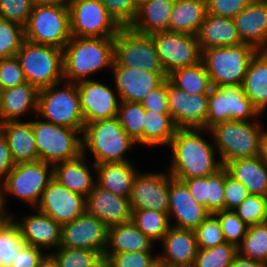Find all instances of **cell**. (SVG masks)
<instances>
[{
    "label": "cell",
    "instance_id": "obj_40",
    "mask_svg": "<svg viewBox=\"0 0 267 267\" xmlns=\"http://www.w3.org/2000/svg\"><path fill=\"white\" fill-rule=\"evenodd\" d=\"M117 118L126 134L142 148L145 109L141 103L120 101Z\"/></svg>",
    "mask_w": 267,
    "mask_h": 267
},
{
    "label": "cell",
    "instance_id": "obj_60",
    "mask_svg": "<svg viewBox=\"0 0 267 267\" xmlns=\"http://www.w3.org/2000/svg\"><path fill=\"white\" fill-rule=\"evenodd\" d=\"M259 157L267 165V124L264 126L261 136Z\"/></svg>",
    "mask_w": 267,
    "mask_h": 267
},
{
    "label": "cell",
    "instance_id": "obj_49",
    "mask_svg": "<svg viewBox=\"0 0 267 267\" xmlns=\"http://www.w3.org/2000/svg\"><path fill=\"white\" fill-rule=\"evenodd\" d=\"M109 14L121 27H129L134 21L138 7V0H101Z\"/></svg>",
    "mask_w": 267,
    "mask_h": 267
},
{
    "label": "cell",
    "instance_id": "obj_62",
    "mask_svg": "<svg viewBox=\"0 0 267 267\" xmlns=\"http://www.w3.org/2000/svg\"><path fill=\"white\" fill-rule=\"evenodd\" d=\"M38 267H60V266L56 258L51 253H47L39 263Z\"/></svg>",
    "mask_w": 267,
    "mask_h": 267
},
{
    "label": "cell",
    "instance_id": "obj_33",
    "mask_svg": "<svg viewBox=\"0 0 267 267\" xmlns=\"http://www.w3.org/2000/svg\"><path fill=\"white\" fill-rule=\"evenodd\" d=\"M196 36L202 51L213 47L235 46L243 43L233 19L208 13Z\"/></svg>",
    "mask_w": 267,
    "mask_h": 267
},
{
    "label": "cell",
    "instance_id": "obj_20",
    "mask_svg": "<svg viewBox=\"0 0 267 267\" xmlns=\"http://www.w3.org/2000/svg\"><path fill=\"white\" fill-rule=\"evenodd\" d=\"M167 99L170 115L178 129H205L208 94H187L167 79Z\"/></svg>",
    "mask_w": 267,
    "mask_h": 267
},
{
    "label": "cell",
    "instance_id": "obj_44",
    "mask_svg": "<svg viewBox=\"0 0 267 267\" xmlns=\"http://www.w3.org/2000/svg\"><path fill=\"white\" fill-rule=\"evenodd\" d=\"M24 40L23 26L0 18V60L15 57Z\"/></svg>",
    "mask_w": 267,
    "mask_h": 267
},
{
    "label": "cell",
    "instance_id": "obj_14",
    "mask_svg": "<svg viewBox=\"0 0 267 267\" xmlns=\"http://www.w3.org/2000/svg\"><path fill=\"white\" fill-rule=\"evenodd\" d=\"M166 72L195 65L202 61V50L196 35L161 31L150 34Z\"/></svg>",
    "mask_w": 267,
    "mask_h": 267
},
{
    "label": "cell",
    "instance_id": "obj_52",
    "mask_svg": "<svg viewBox=\"0 0 267 267\" xmlns=\"http://www.w3.org/2000/svg\"><path fill=\"white\" fill-rule=\"evenodd\" d=\"M27 82L19 59L9 57L0 60V88L1 90Z\"/></svg>",
    "mask_w": 267,
    "mask_h": 267
},
{
    "label": "cell",
    "instance_id": "obj_31",
    "mask_svg": "<svg viewBox=\"0 0 267 267\" xmlns=\"http://www.w3.org/2000/svg\"><path fill=\"white\" fill-rule=\"evenodd\" d=\"M228 174L242 183L250 195L267 197V165L259 156L227 162Z\"/></svg>",
    "mask_w": 267,
    "mask_h": 267
},
{
    "label": "cell",
    "instance_id": "obj_4",
    "mask_svg": "<svg viewBox=\"0 0 267 267\" xmlns=\"http://www.w3.org/2000/svg\"><path fill=\"white\" fill-rule=\"evenodd\" d=\"M53 179V165L41 160L15 164L0 183V206L3 214L9 216L14 210L8 208L10 200L25 204V209L35 208L44 190ZM10 199V200H9Z\"/></svg>",
    "mask_w": 267,
    "mask_h": 267
},
{
    "label": "cell",
    "instance_id": "obj_8",
    "mask_svg": "<svg viewBox=\"0 0 267 267\" xmlns=\"http://www.w3.org/2000/svg\"><path fill=\"white\" fill-rule=\"evenodd\" d=\"M30 121L39 160L54 166L83 154L82 131L44 121L37 115Z\"/></svg>",
    "mask_w": 267,
    "mask_h": 267
},
{
    "label": "cell",
    "instance_id": "obj_50",
    "mask_svg": "<svg viewBox=\"0 0 267 267\" xmlns=\"http://www.w3.org/2000/svg\"><path fill=\"white\" fill-rule=\"evenodd\" d=\"M32 8L31 0H0V18L25 27Z\"/></svg>",
    "mask_w": 267,
    "mask_h": 267
},
{
    "label": "cell",
    "instance_id": "obj_11",
    "mask_svg": "<svg viewBox=\"0 0 267 267\" xmlns=\"http://www.w3.org/2000/svg\"><path fill=\"white\" fill-rule=\"evenodd\" d=\"M244 93L242 85L212 87L208 94V112L205 129L210 130L217 124L230 120L253 121L263 120Z\"/></svg>",
    "mask_w": 267,
    "mask_h": 267
},
{
    "label": "cell",
    "instance_id": "obj_7",
    "mask_svg": "<svg viewBox=\"0 0 267 267\" xmlns=\"http://www.w3.org/2000/svg\"><path fill=\"white\" fill-rule=\"evenodd\" d=\"M37 116L44 121L83 132L85 121L77 84L63 80L40 89Z\"/></svg>",
    "mask_w": 267,
    "mask_h": 267
},
{
    "label": "cell",
    "instance_id": "obj_9",
    "mask_svg": "<svg viewBox=\"0 0 267 267\" xmlns=\"http://www.w3.org/2000/svg\"><path fill=\"white\" fill-rule=\"evenodd\" d=\"M16 57L26 81L38 90L64 80L63 49L24 40Z\"/></svg>",
    "mask_w": 267,
    "mask_h": 267
},
{
    "label": "cell",
    "instance_id": "obj_58",
    "mask_svg": "<svg viewBox=\"0 0 267 267\" xmlns=\"http://www.w3.org/2000/svg\"><path fill=\"white\" fill-rule=\"evenodd\" d=\"M15 166L11 151L5 137L0 133V183Z\"/></svg>",
    "mask_w": 267,
    "mask_h": 267
},
{
    "label": "cell",
    "instance_id": "obj_42",
    "mask_svg": "<svg viewBox=\"0 0 267 267\" xmlns=\"http://www.w3.org/2000/svg\"><path fill=\"white\" fill-rule=\"evenodd\" d=\"M237 254V247L227 242L207 249H198L193 267H230Z\"/></svg>",
    "mask_w": 267,
    "mask_h": 267
},
{
    "label": "cell",
    "instance_id": "obj_37",
    "mask_svg": "<svg viewBox=\"0 0 267 267\" xmlns=\"http://www.w3.org/2000/svg\"><path fill=\"white\" fill-rule=\"evenodd\" d=\"M168 81L187 94H209L212 88L209 75L203 61L168 74Z\"/></svg>",
    "mask_w": 267,
    "mask_h": 267
},
{
    "label": "cell",
    "instance_id": "obj_24",
    "mask_svg": "<svg viewBox=\"0 0 267 267\" xmlns=\"http://www.w3.org/2000/svg\"><path fill=\"white\" fill-rule=\"evenodd\" d=\"M85 212L100 219L108 228L131 221L132 215L129 198L116 195L97 184L85 198Z\"/></svg>",
    "mask_w": 267,
    "mask_h": 267
},
{
    "label": "cell",
    "instance_id": "obj_39",
    "mask_svg": "<svg viewBox=\"0 0 267 267\" xmlns=\"http://www.w3.org/2000/svg\"><path fill=\"white\" fill-rule=\"evenodd\" d=\"M131 221L156 245L170 228L168 213L156 210H132Z\"/></svg>",
    "mask_w": 267,
    "mask_h": 267
},
{
    "label": "cell",
    "instance_id": "obj_61",
    "mask_svg": "<svg viewBox=\"0 0 267 267\" xmlns=\"http://www.w3.org/2000/svg\"><path fill=\"white\" fill-rule=\"evenodd\" d=\"M70 0H31L33 6H62L68 5Z\"/></svg>",
    "mask_w": 267,
    "mask_h": 267
},
{
    "label": "cell",
    "instance_id": "obj_30",
    "mask_svg": "<svg viewBox=\"0 0 267 267\" xmlns=\"http://www.w3.org/2000/svg\"><path fill=\"white\" fill-rule=\"evenodd\" d=\"M175 0H142L137 15L129 26L140 34L168 31Z\"/></svg>",
    "mask_w": 267,
    "mask_h": 267
},
{
    "label": "cell",
    "instance_id": "obj_43",
    "mask_svg": "<svg viewBox=\"0 0 267 267\" xmlns=\"http://www.w3.org/2000/svg\"><path fill=\"white\" fill-rule=\"evenodd\" d=\"M60 267H93L103 256L90 249L59 247L51 252Z\"/></svg>",
    "mask_w": 267,
    "mask_h": 267
},
{
    "label": "cell",
    "instance_id": "obj_3",
    "mask_svg": "<svg viewBox=\"0 0 267 267\" xmlns=\"http://www.w3.org/2000/svg\"><path fill=\"white\" fill-rule=\"evenodd\" d=\"M82 147L83 155L89 157L95 165L134 161L130 155L135 154V149L139 148L126 134L117 116L85 124Z\"/></svg>",
    "mask_w": 267,
    "mask_h": 267
},
{
    "label": "cell",
    "instance_id": "obj_18",
    "mask_svg": "<svg viewBox=\"0 0 267 267\" xmlns=\"http://www.w3.org/2000/svg\"><path fill=\"white\" fill-rule=\"evenodd\" d=\"M108 244V227L97 217L84 212L62 225L60 247L83 248L104 255Z\"/></svg>",
    "mask_w": 267,
    "mask_h": 267
},
{
    "label": "cell",
    "instance_id": "obj_48",
    "mask_svg": "<svg viewBox=\"0 0 267 267\" xmlns=\"http://www.w3.org/2000/svg\"><path fill=\"white\" fill-rule=\"evenodd\" d=\"M198 249H207L225 243V238L214 214H209L194 230Z\"/></svg>",
    "mask_w": 267,
    "mask_h": 267
},
{
    "label": "cell",
    "instance_id": "obj_5",
    "mask_svg": "<svg viewBox=\"0 0 267 267\" xmlns=\"http://www.w3.org/2000/svg\"><path fill=\"white\" fill-rule=\"evenodd\" d=\"M264 120H230L210 129L214 146L224 166L227 162L259 156Z\"/></svg>",
    "mask_w": 267,
    "mask_h": 267
},
{
    "label": "cell",
    "instance_id": "obj_23",
    "mask_svg": "<svg viewBox=\"0 0 267 267\" xmlns=\"http://www.w3.org/2000/svg\"><path fill=\"white\" fill-rule=\"evenodd\" d=\"M158 244L159 266L193 267L198 252L194 230L170 226Z\"/></svg>",
    "mask_w": 267,
    "mask_h": 267
},
{
    "label": "cell",
    "instance_id": "obj_13",
    "mask_svg": "<svg viewBox=\"0 0 267 267\" xmlns=\"http://www.w3.org/2000/svg\"><path fill=\"white\" fill-rule=\"evenodd\" d=\"M70 32L74 37H114L122 28L101 0H70Z\"/></svg>",
    "mask_w": 267,
    "mask_h": 267
},
{
    "label": "cell",
    "instance_id": "obj_22",
    "mask_svg": "<svg viewBox=\"0 0 267 267\" xmlns=\"http://www.w3.org/2000/svg\"><path fill=\"white\" fill-rule=\"evenodd\" d=\"M191 196L187 185L170 175L169 209L170 226L195 230L209 215Z\"/></svg>",
    "mask_w": 267,
    "mask_h": 267
},
{
    "label": "cell",
    "instance_id": "obj_53",
    "mask_svg": "<svg viewBox=\"0 0 267 267\" xmlns=\"http://www.w3.org/2000/svg\"><path fill=\"white\" fill-rule=\"evenodd\" d=\"M252 0H206L207 13L233 19Z\"/></svg>",
    "mask_w": 267,
    "mask_h": 267
},
{
    "label": "cell",
    "instance_id": "obj_34",
    "mask_svg": "<svg viewBox=\"0 0 267 267\" xmlns=\"http://www.w3.org/2000/svg\"><path fill=\"white\" fill-rule=\"evenodd\" d=\"M242 87L259 113L267 116V50H259L253 57Z\"/></svg>",
    "mask_w": 267,
    "mask_h": 267
},
{
    "label": "cell",
    "instance_id": "obj_65",
    "mask_svg": "<svg viewBox=\"0 0 267 267\" xmlns=\"http://www.w3.org/2000/svg\"><path fill=\"white\" fill-rule=\"evenodd\" d=\"M1 92H2V90H1V88H0V103H1Z\"/></svg>",
    "mask_w": 267,
    "mask_h": 267
},
{
    "label": "cell",
    "instance_id": "obj_47",
    "mask_svg": "<svg viewBox=\"0 0 267 267\" xmlns=\"http://www.w3.org/2000/svg\"><path fill=\"white\" fill-rule=\"evenodd\" d=\"M110 267H158L157 252L104 253Z\"/></svg>",
    "mask_w": 267,
    "mask_h": 267
},
{
    "label": "cell",
    "instance_id": "obj_32",
    "mask_svg": "<svg viewBox=\"0 0 267 267\" xmlns=\"http://www.w3.org/2000/svg\"><path fill=\"white\" fill-rule=\"evenodd\" d=\"M156 244L141 232L132 221L108 228L105 253L157 252Z\"/></svg>",
    "mask_w": 267,
    "mask_h": 267
},
{
    "label": "cell",
    "instance_id": "obj_17",
    "mask_svg": "<svg viewBox=\"0 0 267 267\" xmlns=\"http://www.w3.org/2000/svg\"><path fill=\"white\" fill-rule=\"evenodd\" d=\"M17 214L13 211L9 216L19 226L27 245L41 248L47 253L60 247L62 225L36 208L26 210L23 214L19 211V217Z\"/></svg>",
    "mask_w": 267,
    "mask_h": 267
},
{
    "label": "cell",
    "instance_id": "obj_15",
    "mask_svg": "<svg viewBox=\"0 0 267 267\" xmlns=\"http://www.w3.org/2000/svg\"><path fill=\"white\" fill-rule=\"evenodd\" d=\"M102 77L103 80L98 77L76 83L85 124L117 116L120 103L118 92L111 80L106 81Z\"/></svg>",
    "mask_w": 267,
    "mask_h": 267
},
{
    "label": "cell",
    "instance_id": "obj_41",
    "mask_svg": "<svg viewBox=\"0 0 267 267\" xmlns=\"http://www.w3.org/2000/svg\"><path fill=\"white\" fill-rule=\"evenodd\" d=\"M237 250L240 256L267 265V221L250 226Z\"/></svg>",
    "mask_w": 267,
    "mask_h": 267
},
{
    "label": "cell",
    "instance_id": "obj_46",
    "mask_svg": "<svg viewBox=\"0 0 267 267\" xmlns=\"http://www.w3.org/2000/svg\"><path fill=\"white\" fill-rule=\"evenodd\" d=\"M220 223L225 241L238 247L247 234V226L233 210H223L214 214Z\"/></svg>",
    "mask_w": 267,
    "mask_h": 267
},
{
    "label": "cell",
    "instance_id": "obj_25",
    "mask_svg": "<svg viewBox=\"0 0 267 267\" xmlns=\"http://www.w3.org/2000/svg\"><path fill=\"white\" fill-rule=\"evenodd\" d=\"M38 93L39 90L28 82L2 90L1 123L30 120L36 116L38 112Z\"/></svg>",
    "mask_w": 267,
    "mask_h": 267
},
{
    "label": "cell",
    "instance_id": "obj_16",
    "mask_svg": "<svg viewBox=\"0 0 267 267\" xmlns=\"http://www.w3.org/2000/svg\"><path fill=\"white\" fill-rule=\"evenodd\" d=\"M151 170H140L135 176L129 198L131 209L168 213L170 174L165 169Z\"/></svg>",
    "mask_w": 267,
    "mask_h": 267
},
{
    "label": "cell",
    "instance_id": "obj_64",
    "mask_svg": "<svg viewBox=\"0 0 267 267\" xmlns=\"http://www.w3.org/2000/svg\"><path fill=\"white\" fill-rule=\"evenodd\" d=\"M0 216H5L1 210V206H0Z\"/></svg>",
    "mask_w": 267,
    "mask_h": 267
},
{
    "label": "cell",
    "instance_id": "obj_27",
    "mask_svg": "<svg viewBox=\"0 0 267 267\" xmlns=\"http://www.w3.org/2000/svg\"><path fill=\"white\" fill-rule=\"evenodd\" d=\"M233 21L243 43L267 50V2L252 0Z\"/></svg>",
    "mask_w": 267,
    "mask_h": 267
},
{
    "label": "cell",
    "instance_id": "obj_29",
    "mask_svg": "<svg viewBox=\"0 0 267 267\" xmlns=\"http://www.w3.org/2000/svg\"><path fill=\"white\" fill-rule=\"evenodd\" d=\"M136 165L134 161L100 163L96 165V184L116 195L130 198L133 180L141 169Z\"/></svg>",
    "mask_w": 267,
    "mask_h": 267
},
{
    "label": "cell",
    "instance_id": "obj_45",
    "mask_svg": "<svg viewBox=\"0 0 267 267\" xmlns=\"http://www.w3.org/2000/svg\"><path fill=\"white\" fill-rule=\"evenodd\" d=\"M233 211L249 227L266 222L267 197L260 195H249Z\"/></svg>",
    "mask_w": 267,
    "mask_h": 267
},
{
    "label": "cell",
    "instance_id": "obj_38",
    "mask_svg": "<svg viewBox=\"0 0 267 267\" xmlns=\"http://www.w3.org/2000/svg\"><path fill=\"white\" fill-rule=\"evenodd\" d=\"M25 245L19 226L10 216H4L0 220V266L11 267Z\"/></svg>",
    "mask_w": 267,
    "mask_h": 267
},
{
    "label": "cell",
    "instance_id": "obj_55",
    "mask_svg": "<svg viewBox=\"0 0 267 267\" xmlns=\"http://www.w3.org/2000/svg\"><path fill=\"white\" fill-rule=\"evenodd\" d=\"M140 103L145 110L170 113L167 99V79L152 90Z\"/></svg>",
    "mask_w": 267,
    "mask_h": 267
},
{
    "label": "cell",
    "instance_id": "obj_51",
    "mask_svg": "<svg viewBox=\"0 0 267 267\" xmlns=\"http://www.w3.org/2000/svg\"><path fill=\"white\" fill-rule=\"evenodd\" d=\"M225 167L209 175V198L207 199V211L210 214L225 210L224 191Z\"/></svg>",
    "mask_w": 267,
    "mask_h": 267
},
{
    "label": "cell",
    "instance_id": "obj_26",
    "mask_svg": "<svg viewBox=\"0 0 267 267\" xmlns=\"http://www.w3.org/2000/svg\"><path fill=\"white\" fill-rule=\"evenodd\" d=\"M53 178L86 198L96 185V165L82 154L76 159L55 164Z\"/></svg>",
    "mask_w": 267,
    "mask_h": 267
},
{
    "label": "cell",
    "instance_id": "obj_6",
    "mask_svg": "<svg viewBox=\"0 0 267 267\" xmlns=\"http://www.w3.org/2000/svg\"><path fill=\"white\" fill-rule=\"evenodd\" d=\"M259 50L248 43L202 51L212 87L242 85L249 64Z\"/></svg>",
    "mask_w": 267,
    "mask_h": 267
},
{
    "label": "cell",
    "instance_id": "obj_35",
    "mask_svg": "<svg viewBox=\"0 0 267 267\" xmlns=\"http://www.w3.org/2000/svg\"><path fill=\"white\" fill-rule=\"evenodd\" d=\"M206 14V0H175L168 31L197 35Z\"/></svg>",
    "mask_w": 267,
    "mask_h": 267
},
{
    "label": "cell",
    "instance_id": "obj_10",
    "mask_svg": "<svg viewBox=\"0 0 267 267\" xmlns=\"http://www.w3.org/2000/svg\"><path fill=\"white\" fill-rule=\"evenodd\" d=\"M24 32L27 41L63 49L72 37L69 6H33Z\"/></svg>",
    "mask_w": 267,
    "mask_h": 267
},
{
    "label": "cell",
    "instance_id": "obj_1",
    "mask_svg": "<svg viewBox=\"0 0 267 267\" xmlns=\"http://www.w3.org/2000/svg\"><path fill=\"white\" fill-rule=\"evenodd\" d=\"M166 149V170L175 179L206 177L223 167L208 129H177Z\"/></svg>",
    "mask_w": 267,
    "mask_h": 267
},
{
    "label": "cell",
    "instance_id": "obj_36",
    "mask_svg": "<svg viewBox=\"0 0 267 267\" xmlns=\"http://www.w3.org/2000/svg\"><path fill=\"white\" fill-rule=\"evenodd\" d=\"M177 126L170 113H157L145 110V120L143 125V148L160 150L167 148L174 137Z\"/></svg>",
    "mask_w": 267,
    "mask_h": 267
},
{
    "label": "cell",
    "instance_id": "obj_63",
    "mask_svg": "<svg viewBox=\"0 0 267 267\" xmlns=\"http://www.w3.org/2000/svg\"><path fill=\"white\" fill-rule=\"evenodd\" d=\"M93 267H110L108 260L103 257L98 263H96Z\"/></svg>",
    "mask_w": 267,
    "mask_h": 267
},
{
    "label": "cell",
    "instance_id": "obj_12",
    "mask_svg": "<svg viewBox=\"0 0 267 267\" xmlns=\"http://www.w3.org/2000/svg\"><path fill=\"white\" fill-rule=\"evenodd\" d=\"M112 66H126L145 72L166 73L151 35L140 34L130 27H122L114 36Z\"/></svg>",
    "mask_w": 267,
    "mask_h": 267
},
{
    "label": "cell",
    "instance_id": "obj_54",
    "mask_svg": "<svg viewBox=\"0 0 267 267\" xmlns=\"http://www.w3.org/2000/svg\"><path fill=\"white\" fill-rule=\"evenodd\" d=\"M224 191L225 210H234L250 195L242 183L236 181L228 174L226 168Z\"/></svg>",
    "mask_w": 267,
    "mask_h": 267
},
{
    "label": "cell",
    "instance_id": "obj_21",
    "mask_svg": "<svg viewBox=\"0 0 267 267\" xmlns=\"http://www.w3.org/2000/svg\"><path fill=\"white\" fill-rule=\"evenodd\" d=\"M111 79L120 101L140 103L152 90L157 88L168 75L145 72L126 66H112Z\"/></svg>",
    "mask_w": 267,
    "mask_h": 267
},
{
    "label": "cell",
    "instance_id": "obj_59",
    "mask_svg": "<svg viewBox=\"0 0 267 267\" xmlns=\"http://www.w3.org/2000/svg\"><path fill=\"white\" fill-rule=\"evenodd\" d=\"M230 267H267L266 264L254 261L237 254Z\"/></svg>",
    "mask_w": 267,
    "mask_h": 267
},
{
    "label": "cell",
    "instance_id": "obj_2",
    "mask_svg": "<svg viewBox=\"0 0 267 267\" xmlns=\"http://www.w3.org/2000/svg\"><path fill=\"white\" fill-rule=\"evenodd\" d=\"M114 37H74L63 48L64 80L78 83L111 73Z\"/></svg>",
    "mask_w": 267,
    "mask_h": 267
},
{
    "label": "cell",
    "instance_id": "obj_56",
    "mask_svg": "<svg viewBox=\"0 0 267 267\" xmlns=\"http://www.w3.org/2000/svg\"><path fill=\"white\" fill-rule=\"evenodd\" d=\"M47 252L41 248L25 245L17 254L11 267H38Z\"/></svg>",
    "mask_w": 267,
    "mask_h": 267
},
{
    "label": "cell",
    "instance_id": "obj_57",
    "mask_svg": "<svg viewBox=\"0 0 267 267\" xmlns=\"http://www.w3.org/2000/svg\"><path fill=\"white\" fill-rule=\"evenodd\" d=\"M178 180L183 181L187 185L192 198L199 205L207 209V199L209 198V176Z\"/></svg>",
    "mask_w": 267,
    "mask_h": 267
},
{
    "label": "cell",
    "instance_id": "obj_19",
    "mask_svg": "<svg viewBox=\"0 0 267 267\" xmlns=\"http://www.w3.org/2000/svg\"><path fill=\"white\" fill-rule=\"evenodd\" d=\"M35 208L63 225L85 212V197L72 192L53 178Z\"/></svg>",
    "mask_w": 267,
    "mask_h": 267
},
{
    "label": "cell",
    "instance_id": "obj_28",
    "mask_svg": "<svg viewBox=\"0 0 267 267\" xmlns=\"http://www.w3.org/2000/svg\"><path fill=\"white\" fill-rule=\"evenodd\" d=\"M1 133L8 143L15 164L39 160L30 120L1 123Z\"/></svg>",
    "mask_w": 267,
    "mask_h": 267
}]
</instances>
